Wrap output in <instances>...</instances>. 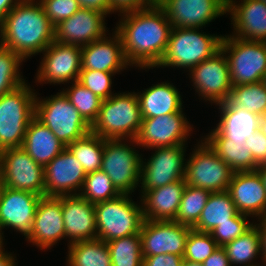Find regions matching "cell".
Here are the masks:
<instances>
[{"label": "cell", "mask_w": 266, "mask_h": 266, "mask_svg": "<svg viewBox=\"0 0 266 266\" xmlns=\"http://www.w3.org/2000/svg\"><path fill=\"white\" fill-rule=\"evenodd\" d=\"M223 249L231 266H238V264L239 266H262L255 262L262 256L261 234L256 224L243 235L224 245Z\"/></svg>", "instance_id": "cell-32"}, {"label": "cell", "mask_w": 266, "mask_h": 266, "mask_svg": "<svg viewBox=\"0 0 266 266\" xmlns=\"http://www.w3.org/2000/svg\"><path fill=\"white\" fill-rule=\"evenodd\" d=\"M192 229L176 221L144 219L139 233L142 256L175 254L183 257L186 241Z\"/></svg>", "instance_id": "cell-16"}, {"label": "cell", "mask_w": 266, "mask_h": 266, "mask_svg": "<svg viewBox=\"0 0 266 266\" xmlns=\"http://www.w3.org/2000/svg\"><path fill=\"white\" fill-rule=\"evenodd\" d=\"M238 213L227 190L211 192L198 222L192 228L199 232L210 233L216 226L231 222Z\"/></svg>", "instance_id": "cell-31"}, {"label": "cell", "mask_w": 266, "mask_h": 266, "mask_svg": "<svg viewBox=\"0 0 266 266\" xmlns=\"http://www.w3.org/2000/svg\"><path fill=\"white\" fill-rule=\"evenodd\" d=\"M35 91L25 82L0 96V152L22 147L26 129L35 116Z\"/></svg>", "instance_id": "cell-5"}, {"label": "cell", "mask_w": 266, "mask_h": 266, "mask_svg": "<svg viewBox=\"0 0 266 266\" xmlns=\"http://www.w3.org/2000/svg\"><path fill=\"white\" fill-rule=\"evenodd\" d=\"M221 49L228 59L232 86L263 81L266 74V42L243 40L225 34Z\"/></svg>", "instance_id": "cell-9"}, {"label": "cell", "mask_w": 266, "mask_h": 266, "mask_svg": "<svg viewBox=\"0 0 266 266\" xmlns=\"http://www.w3.org/2000/svg\"><path fill=\"white\" fill-rule=\"evenodd\" d=\"M160 7L176 28H205L227 14V0H166Z\"/></svg>", "instance_id": "cell-18"}, {"label": "cell", "mask_w": 266, "mask_h": 266, "mask_svg": "<svg viewBox=\"0 0 266 266\" xmlns=\"http://www.w3.org/2000/svg\"><path fill=\"white\" fill-rule=\"evenodd\" d=\"M67 247L66 266H112L107 243L101 239L78 241Z\"/></svg>", "instance_id": "cell-33"}, {"label": "cell", "mask_w": 266, "mask_h": 266, "mask_svg": "<svg viewBox=\"0 0 266 266\" xmlns=\"http://www.w3.org/2000/svg\"><path fill=\"white\" fill-rule=\"evenodd\" d=\"M68 88H62V92L72 105L79 111L83 119L92 126L97 120L102 99L87 89L78 81L70 83Z\"/></svg>", "instance_id": "cell-36"}, {"label": "cell", "mask_w": 266, "mask_h": 266, "mask_svg": "<svg viewBox=\"0 0 266 266\" xmlns=\"http://www.w3.org/2000/svg\"><path fill=\"white\" fill-rule=\"evenodd\" d=\"M87 173L101 170L104 139L92 132L67 146Z\"/></svg>", "instance_id": "cell-35"}, {"label": "cell", "mask_w": 266, "mask_h": 266, "mask_svg": "<svg viewBox=\"0 0 266 266\" xmlns=\"http://www.w3.org/2000/svg\"><path fill=\"white\" fill-rule=\"evenodd\" d=\"M110 2L113 12L118 14L151 6L150 0H110Z\"/></svg>", "instance_id": "cell-47"}, {"label": "cell", "mask_w": 266, "mask_h": 266, "mask_svg": "<svg viewBox=\"0 0 266 266\" xmlns=\"http://www.w3.org/2000/svg\"><path fill=\"white\" fill-rule=\"evenodd\" d=\"M263 82H264V84H265V86H266V74H265V76H264Z\"/></svg>", "instance_id": "cell-59"}, {"label": "cell", "mask_w": 266, "mask_h": 266, "mask_svg": "<svg viewBox=\"0 0 266 266\" xmlns=\"http://www.w3.org/2000/svg\"><path fill=\"white\" fill-rule=\"evenodd\" d=\"M79 194L95 205L116 198L121 193L104 171L97 170L86 174L83 188Z\"/></svg>", "instance_id": "cell-40"}, {"label": "cell", "mask_w": 266, "mask_h": 266, "mask_svg": "<svg viewBox=\"0 0 266 266\" xmlns=\"http://www.w3.org/2000/svg\"><path fill=\"white\" fill-rule=\"evenodd\" d=\"M50 97L35 98V117L46 125L67 147L91 132V126L83 119L65 94L59 90Z\"/></svg>", "instance_id": "cell-7"}, {"label": "cell", "mask_w": 266, "mask_h": 266, "mask_svg": "<svg viewBox=\"0 0 266 266\" xmlns=\"http://www.w3.org/2000/svg\"><path fill=\"white\" fill-rule=\"evenodd\" d=\"M227 191L240 214L253 221L266 216V189L256 170L234 172Z\"/></svg>", "instance_id": "cell-22"}, {"label": "cell", "mask_w": 266, "mask_h": 266, "mask_svg": "<svg viewBox=\"0 0 266 266\" xmlns=\"http://www.w3.org/2000/svg\"><path fill=\"white\" fill-rule=\"evenodd\" d=\"M218 106L220 118L214 127L226 139L233 142L244 143L247 138L259 129L260 116L248 112L243 108L231 107L227 102H221Z\"/></svg>", "instance_id": "cell-29"}, {"label": "cell", "mask_w": 266, "mask_h": 266, "mask_svg": "<svg viewBox=\"0 0 266 266\" xmlns=\"http://www.w3.org/2000/svg\"><path fill=\"white\" fill-rule=\"evenodd\" d=\"M187 158L185 168L187 185L211 192H222L228 189L234 171L202 137Z\"/></svg>", "instance_id": "cell-10"}, {"label": "cell", "mask_w": 266, "mask_h": 266, "mask_svg": "<svg viewBox=\"0 0 266 266\" xmlns=\"http://www.w3.org/2000/svg\"><path fill=\"white\" fill-rule=\"evenodd\" d=\"M106 17L107 15L98 11L80 8L74 15L55 26V41L82 47L99 40L109 32Z\"/></svg>", "instance_id": "cell-21"}, {"label": "cell", "mask_w": 266, "mask_h": 266, "mask_svg": "<svg viewBox=\"0 0 266 266\" xmlns=\"http://www.w3.org/2000/svg\"><path fill=\"white\" fill-rule=\"evenodd\" d=\"M4 247L5 245L0 247V266H17L16 254H13L14 252L5 251Z\"/></svg>", "instance_id": "cell-51"}, {"label": "cell", "mask_w": 266, "mask_h": 266, "mask_svg": "<svg viewBox=\"0 0 266 266\" xmlns=\"http://www.w3.org/2000/svg\"><path fill=\"white\" fill-rule=\"evenodd\" d=\"M136 147V139H104L101 170L121 194L133 195L140 186L143 155Z\"/></svg>", "instance_id": "cell-8"}, {"label": "cell", "mask_w": 266, "mask_h": 266, "mask_svg": "<svg viewBox=\"0 0 266 266\" xmlns=\"http://www.w3.org/2000/svg\"><path fill=\"white\" fill-rule=\"evenodd\" d=\"M112 266H142L143 256L139 234L106 242Z\"/></svg>", "instance_id": "cell-38"}, {"label": "cell", "mask_w": 266, "mask_h": 266, "mask_svg": "<svg viewBox=\"0 0 266 266\" xmlns=\"http://www.w3.org/2000/svg\"><path fill=\"white\" fill-rule=\"evenodd\" d=\"M62 203L65 239L67 245L97 238L94 204L80 194L58 196ZM68 238V239H67Z\"/></svg>", "instance_id": "cell-23"}, {"label": "cell", "mask_w": 266, "mask_h": 266, "mask_svg": "<svg viewBox=\"0 0 266 266\" xmlns=\"http://www.w3.org/2000/svg\"><path fill=\"white\" fill-rule=\"evenodd\" d=\"M4 240H3V238L1 237V235H0V247L2 246V245H4Z\"/></svg>", "instance_id": "cell-58"}, {"label": "cell", "mask_w": 266, "mask_h": 266, "mask_svg": "<svg viewBox=\"0 0 266 266\" xmlns=\"http://www.w3.org/2000/svg\"><path fill=\"white\" fill-rule=\"evenodd\" d=\"M183 259L175 254L143 256L142 266H181Z\"/></svg>", "instance_id": "cell-46"}, {"label": "cell", "mask_w": 266, "mask_h": 266, "mask_svg": "<svg viewBox=\"0 0 266 266\" xmlns=\"http://www.w3.org/2000/svg\"><path fill=\"white\" fill-rule=\"evenodd\" d=\"M54 40L55 27L38 0H22L0 22V45L25 61L41 54Z\"/></svg>", "instance_id": "cell-2"}, {"label": "cell", "mask_w": 266, "mask_h": 266, "mask_svg": "<svg viewBox=\"0 0 266 266\" xmlns=\"http://www.w3.org/2000/svg\"><path fill=\"white\" fill-rule=\"evenodd\" d=\"M114 30L122 40L123 53L132 68L154 69L165 55L171 23L160 6L124 12Z\"/></svg>", "instance_id": "cell-1"}, {"label": "cell", "mask_w": 266, "mask_h": 266, "mask_svg": "<svg viewBox=\"0 0 266 266\" xmlns=\"http://www.w3.org/2000/svg\"><path fill=\"white\" fill-rule=\"evenodd\" d=\"M211 191L186 184L174 221L193 227L199 220Z\"/></svg>", "instance_id": "cell-37"}, {"label": "cell", "mask_w": 266, "mask_h": 266, "mask_svg": "<svg viewBox=\"0 0 266 266\" xmlns=\"http://www.w3.org/2000/svg\"><path fill=\"white\" fill-rule=\"evenodd\" d=\"M249 216L238 213L231 222H224L216 226L210 235L219 247H223L248 231L255 223L249 221Z\"/></svg>", "instance_id": "cell-43"}, {"label": "cell", "mask_w": 266, "mask_h": 266, "mask_svg": "<svg viewBox=\"0 0 266 266\" xmlns=\"http://www.w3.org/2000/svg\"><path fill=\"white\" fill-rule=\"evenodd\" d=\"M186 187L185 178L145 191L140 200L143 218L152 221H174Z\"/></svg>", "instance_id": "cell-26"}, {"label": "cell", "mask_w": 266, "mask_h": 266, "mask_svg": "<svg viewBox=\"0 0 266 266\" xmlns=\"http://www.w3.org/2000/svg\"><path fill=\"white\" fill-rule=\"evenodd\" d=\"M202 266H231V264L223 247H219L202 263Z\"/></svg>", "instance_id": "cell-49"}, {"label": "cell", "mask_w": 266, "mask_h": 266, "mask_svg": "<svg viewBox=\"0 0 266 266\" xmlns=\"http://www.w3.org/2000/svg\"><path fill=\"white\" fill-rule=\"evenodd\" d=\"M141 123L142 116L136 92H117L102 100L91 132L106 140L136 139Z\"/></svg>", "instance_id": "cell-4"}, {"label": "cell", "mask_w": 266, "mask_h": 266, "mask_svg": "<svg viewBox=\"0 0 266 266\" xmlns=\"http://www.w3.org/2000/svg\"><path fill=\"white\" fill-rule=\"evenodd\" d=\"M257 222L255 221V224L260 230L262 246V256L260 257V261L262 260V266H266V216L258 219Z\"/></svg>", "instance_id": "cell-50"}, {"label": "cell", "mask_w": 266, "mask_h": 266, "mask_svg": "<svg viewBox=\"0 0 266 266\" xmlns=\"http://www.w3.org/2000/svg\"><path fill=\"white\" fill-rule=\"evenodd\" d=\"M0 172L4 187L44 196V167L22 147L0 152Z\"/></svg>", "instance_id": "cell-14"}, {"label": "cell", "mask_w": 266, "mask_h": 266, "mask_svg": "<svg viewBox=\"0 0 266 266\" xmlns=\"http://www.w3.org/2000/svg\"><path fill=\"white\" fill-rule=\"evenodd\" d=\"M233 32L243 40L266 42V4L261 0H227Z\"/></svg>", "instance_id": "cell-24"}, {"label": "cell", "mask_w": 266, "mask_h": 266, "mask_svg": "<svg viewBox=\"0 0 266 266\" xmlns=\"http://www.w3.org/2000/svg\"><path fill=\"white\" fill-rule=\"evenodd\" d=\"M41 196L28 191L2 188L0 194V235L3 229H13L25 239L31 234L34 216Z\"/></svg>", "instance_id": "cell-17"}, {"label": "cell", "mask_w": 266, "mask_h": 266, "mask_svg": "<svg viewBox=\"0 0 266 266\" xmlns=\"http://www.w3.org/2000/svg\"><path fill=\"white\" fill-rule=\"evenodd\" d=\"M186 147L188 146L156 147L150 149L155 152H151L147 161L142 157L140 195L185 178Z\"/></svg>", "instance_id": "cell-11"}, {"label": "cell", "mask_w": 266, "mask_h": 266, "mask_svg": "<svg viewBox=\"0 0 266 266\" xmlns=\"http://www.w3.org/2000/svg\"><path fill=\"white\" fill-rule=\"evenodd\" d=\"M112 30L113 35L108 33V36L81 47L82 69L123 72L131 67L124 56L120 35Z\"/></svg>", "instance_id": "cell-25"}, {"label": "cell", "mask_w": 266, "mask_h": 266, "mask_svg": "<svg viewBox=\"0 0 266 266\" xmlns=\"http://www.w3.org/2000/svg\"><path fill=\"white\" fill-rule=\"evenodd\" d=\"M192 128L193 124L188 121L183 109L175 114L142 118L136 142L144 150L188 145L187 140L193 134Z\"/></svg>", "instance_id": "cell-15"}, {"label": "cell", "mask_w": 266, "mask_h": 266, "mask_svg": "<svg viewBox=\"0 0 266 266\" xmlns=\"http://www.w3.org/2000/svg\"><path fill=\"white\" fill-rule=\"evenodd\" d=\"M226 102L231 107L243 108L263 116L266 114V86L263 81L232 86Z\"/></svg>", "instance_id": "cell-34"}, {"label": "cell", "mask_w": 266, "mask_h": 266, "mask_svg": "<svg viewBox=\"0 0 266 266\" xmlns=\"http://www.w3.org/2000/svg\"><path fill=\"white\" fill-rule=\"evenodd\" d=\"M35 75L36 84L69 85L82 69L81 46L53 41L43 52ZM71 81V82H70Z\"/></svg>", "instance_id": "cell-13"}, {"label": "cell", "mask_w": 266, "mask_h": 266, "mask_svg": "<svg viewBox=\"0 0 266 266\" xmlns=\"http://www.w3.org/2000/svg\"><path fill=\"white\" fill-rule=\"evenodd\" d=\"M22 0H0V22Z\"/></svg>", "instance_id": "cell-52"}, {"label": "cell", "mask_w": 266, "mask_h": 266, "mask_svg": "<svg viewBox=\"0 0 266 266\" xmlns=\"http://www.w3.org/2000/svg\"><path fill=\"white\" fill-rule=\"evenodd\" d=\"M122 72H104L90 69H81L78 82L93 92L102 100H106L112 95L113 76Z\"/></svg>", "instance_id": "cell-42"}, {"label": "cell", "mask_w": 266, "mask_h": 266, "mask_svg": "<svg viewBox=\"0 0 266 266\" xmlns=\"http://www.w3.org/2000/svg\"><path fill=\"white\" fill-rule=\"evenodd\" d=\"M195 93L206 103L226 102L232 89L228 59L222 49L188 71Z\"/></svg>", "instance_id": "cell-12"}, {"label": "cell", "mask_w": 266, "mask_h": 266, "mask_svg": "<svg viewBox=\"0 0 266 266\" xmlns=\"http://www.w3.org/2000/svg\"><path fill=\"white\" fill-rule=\"evenodd\" d=\"M259 130L266 136V114L263 116H260Z\"/></svg>", "instance_id": "cell-54"}, {"label": "cell", "mask_w": 266, "mask_h": 266, "mask_svg": "<svg viewBox=\"0 0 266 266\" xmlns=\"http://www.w3.org/2000/svg\"><path fill=\"white\" fill-rule=\"evenodd\" d=\"M22 148L37 164L45 167L66 146L46 125L34 116L26 129Z\"/></svg>", "instance_id": "cell-28"}, {"label": "cell", "mask_w": 266, "mask_h": 266, "mask_svg": "<svg viewBox=\"0 0 266 266\" xmlns=\"http://www.w3.org/2000/svg\"><path fill=\"white\" fill-rule=\"evenodd\" d=\"M256 171L259 173V175L261 176V179L263 181V184L265 186L266 189V164H261L256 168Z\"/></svg>", "instance_id": "cell-53"}, {"label": "cell", "mask_w": 266, "mask_h": 266, "mask_svg": "<svg viewBox=\"0 0 266 266\" xmlns=\"http://www.w3.org/2000/svg\"><path fill=\"white\" fill-rule=\"evenodd\" d=\"M94 208L97 239L109 242L140 233L144 221L142 203L133 201L131 194H120L95 204Z\"/></svg>", "instance_id": "cell-6"}, {"label": "cell", "mask_w": 266, "mask_h": 266, "mask_svg": "<svg viewBox=\"0 0 266 266\" xmlns=\"http://www.w3.org/2000/svg\"><path fill=\"white\" fill-rule=\"evenodd\" d=\"M51 24L55 27L74 15L81 7L77 0H38Z\"/></svg>", "instance_id": "cell-44"}, {"label": "cell", "mask_w": 266, "mask_h": 266, "mask_svg": "<svg viewBox=\"0 0 266 266\" xmlns=\"http://www.w3.org/2000/svg\"><path fill=\"white\" fill-rule=\"evenodd\" d=\"M166 0H150L151 6H160Z\"/></svg>", "instance_id": "cell-56"}, {"label": "cell", "mask_w": 266, "mask_h": 266, "mask_svg": "<svg viewBox=\"0 0 266 266\" xmlns=\"http://www.w3.org/2000/svg\"><path fill=\"white\" fill-rule=\"evenodd\" d=\"M180 93L179 88L177 89L168 80L152 84L142 92H136L142 118L175 114L181 111L184 108V101Z\"/></svg>", "instance_id": "cell-27"}, {"label": "cell", "mask_w": 266, "mask_h": 266, "mask_svg": "<svg viewBox=\"0 0 266 266\" xmlns=\"http://www.w3.org/2000/svg\"><path fill=\"white\" fill-rule=\"evenodd\" d=\"M203 31V28L172 27L165 55L156 68H182L188 72L212 57L221 49L224 35Z\"/></svg>", "instance_id": "cell-3"}, {"label": "cell", "mask_w": 266, "mask_h": 266, "mask_svg": "<svg viewBox=\"0 0 266 266\" xmlns=\"http://www.w3.org/2000/svg\"><path fill=\"white\" fill-rule=\"evenodd\" d=\"M219 246L207 232L192 229L186 241L183 258L185 260L203 263Z\"/></svg>", "instance_id": "cell-41"}, {"label": "cell", "mask_w": 266, "mask_h": 266, "mask_svg": "<svg viewBox=\"0 0 266 266\" xmlns=\"http://www.w3.org/2000/svg\"><path fill=\"white\" fill-rule=\"evenodd\" d=\"M63 239L65 240V229L61 199L56 196H41L27 243L45 252Z\"/></svg>", "instance_id": "cell-20"}, {"label": "cell", "mask_w": 266, "mask_h": 266, "mask_svg": "<svg viewBox=\"0 0 266 266\" xmlns=\"http://www.w3.org/2000/svg\"><path fill=\"white\" fill-rule=\"evenodd\" d=\"M23 62L19 54L0 45V96L27 82L20 72Z\"/></svg>", "instance_id": "cell-39"}, {"label": "cell", "mask_w": 266, "mask_h": 266, "mask_svg": "<svg viewBox=\"0 0 266 266\" xmlns=\"http://www.w3.org/2000/svg\"><path fill=\"white\" fill-rule=\"evenodd\" d=\"M202 137L234 172L255 171L258 167L245 143L226 139L214 127Z\"/></svg>", "instance_id": "cell-30"}, {"label": "cell", "mask_w": 266, "mask_h": 266, "mask_svg": "<svg viewBox=\"0 0 266 266\" xmlns=\"http://www.w3.org/2000/svg\"><path fill=\"white\" fill-rule=\"evenodd\" d=\"M244 143L248 149H251V154L258 166L266 164V136L259 129L252 133Z\"/></svg>", "instance_id": "cell-45"}, {"label": "cell", "mask_w": 266, "mask_h": 266, "mask_svg": "<svg viewBox=\"0 0 266 266\" xmlns=\"http://www.w3.org/2000/svg\"><path fill=\"white\" fill-rule=\"evenodd\" d=\"M181 266H202V263L183 259Z\"/></svg>", "instance_id": "cell-55"}, {"label": "cell", "mask_w": 266, "mask_h": 266, "mask_svg": "<svg viewBox=\"0 0 266 266\" xmlns=\"http://www.w3.org/2000/svg\"><path fill=\"white\" fill-rule=\"evenodd\" d=\"M81 8L95 10L108 16L113 12L110 0H77Z\"/></svg>", "instance_id": "cell-48"}, {"label": "cell", "mask_w": 266, "mask_h": 266, "mask_svg": "<svg viewBox=\"0 0 266 266\" xmlns=\"http://www.w3.org/2000/svg\"><path fill=\"white\" fill-rule=\"evenodd\" d=\"M85 177L82 164L66 147L44 167V196L79 194Z\"/></svg>", "instance_id": "cell-19"}, {"label": "cell", "mask_w": 266, "mask_h": 266, "mask_svg": "<svg viewBox=\"0 0 266 266\" xmlns=\"http://www.w3.org/2000/svg\"><path fill=\"white\" fill-rule=\"evenodd\" d=\"M3 186H4V184H3V178H2L1 172H0V194H1V191H2Z\"/></svg>", "instance_id": "cell-57"}]
</instances>
